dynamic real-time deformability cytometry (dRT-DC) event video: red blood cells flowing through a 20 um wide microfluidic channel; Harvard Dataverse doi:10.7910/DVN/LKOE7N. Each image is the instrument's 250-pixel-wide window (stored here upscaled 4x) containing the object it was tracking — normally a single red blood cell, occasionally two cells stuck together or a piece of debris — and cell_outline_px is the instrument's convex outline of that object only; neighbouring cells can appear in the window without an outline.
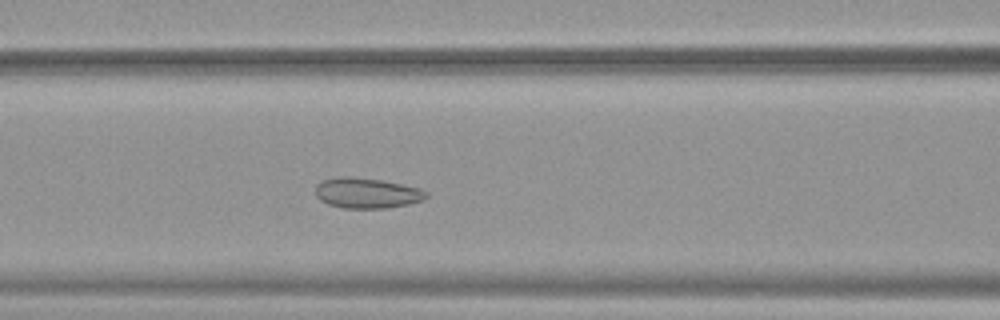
{"species": "common noctule bat (a hibernating species)", "species_latin": "Nyctalus noctula", "temperature_condition": "warm", "stored_images_in_passage": 49, "camera_frame_rate_fps": 3000, "um_per_image_px": 0.085, "animal": {"sex": "female", "body_mass_g": 19.9}, "frame": {"image": 1, "passage_image": 19, "time_ms": 6.0, "image_size_px": [1000, 320], "cell_outline_px": [[428, 196], [424, 200], [408, 204], [384, 208], [344, 208], [328, 204], [320, 200], [316, 196], [316, 184], [320, 180], [340, 176], [352, 176], [380, 180], [420, 188], [428, 192]], "centroid_in_image_um": [31.16, 16.4], "position_along_channel_um": 135.4, "area_um2": 19.71}}
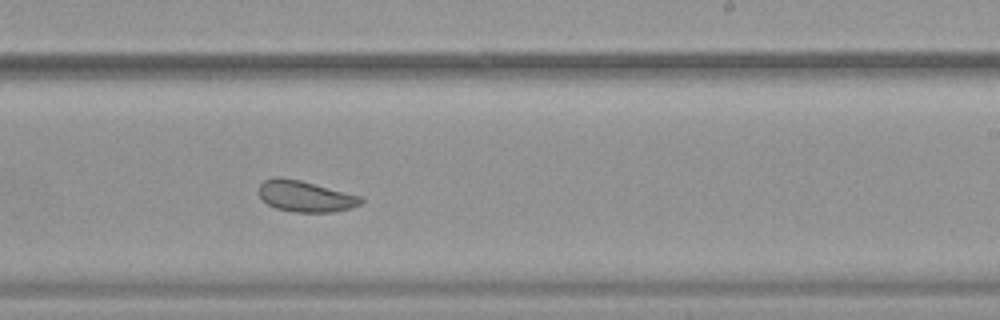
{"frame": {"image": 2, "passage_image": 29, "time_ms": 9.333, "image_size_px": [1000, 320], "cell_outline_px": [[364, 200], [360, 204], [352, 208], [332, 212], [292, 212], [276, 208], [268, 204], [260, 196], [260, 184], [264, 180], [300, 180], [360, 196]], "centroid_in_image_um": [26.02, 16.73], "position_along_channel_um": 263.0, "area_um2": 17.8}}
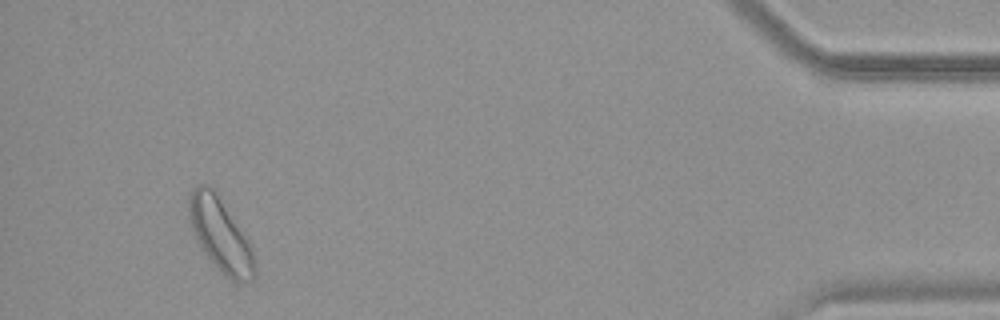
{"frame": {"image": 3, "passage_image": 46, "time_ms": 15.0, "image_size_px": [1000, 320], "cell_outline_px": [[256, 272], [252, 280], [240, 284], [224, 276], [220, 272], [204, 252], [192, 228], [188, 212], [188, 192], [192, 188], [200, 184], [208, 184], [216, 192], [252, 248], [256, 268]], "centroid_in_image_um": [18.72, 19.98], "position_along_channel_um": 416.5, "area_um2": 27.74}, "authors_computed_cell_mechanics": {"area_um2": 22.3108, "velocity_mm_per_s": 3.8531, "shape_relaxation_time_tau1_ms": null, "shape_relaxation_time_tau2_ms": 1.9428, "deformation_change_tau1": null, "deformation_change_tau2": 0.0633}}